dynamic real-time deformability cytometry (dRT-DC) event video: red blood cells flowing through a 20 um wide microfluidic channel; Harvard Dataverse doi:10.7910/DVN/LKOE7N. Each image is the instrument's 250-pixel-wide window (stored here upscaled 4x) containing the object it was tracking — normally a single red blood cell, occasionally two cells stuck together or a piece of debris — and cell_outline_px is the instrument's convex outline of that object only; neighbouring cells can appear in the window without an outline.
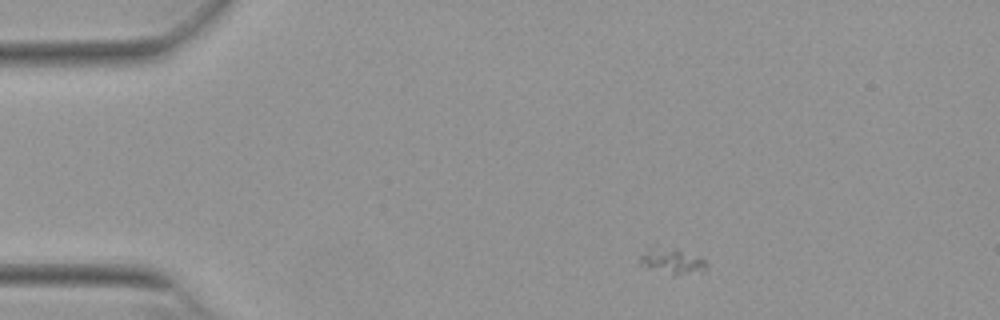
{"species": "Egyptian fruit bat (a non-hibernating species)", "species_latin": "Rousettus aegyptiacus", "temperature_condition": "warm", "stored_images_in_passage": 10, "camera_frame_rate_fps": 3000, "um_per_image_px": 0.085, "animal": {"sex": "female"}, "frame": {"image": 1, "passage_image": 3, "time_ms": 0.667, "image_size_px": [1000, 320], "cell_outline_px": [[708, 268], [704, 272], [676, 276], [672, 276], [644, 268], [636, 260], [648, 248], [676, 248], [704, 260], [708, 264]], "centroid_in_image_um": [57.1, 22.26], "position_along_channel_um": 27.9, "area_um2": 10.35}}